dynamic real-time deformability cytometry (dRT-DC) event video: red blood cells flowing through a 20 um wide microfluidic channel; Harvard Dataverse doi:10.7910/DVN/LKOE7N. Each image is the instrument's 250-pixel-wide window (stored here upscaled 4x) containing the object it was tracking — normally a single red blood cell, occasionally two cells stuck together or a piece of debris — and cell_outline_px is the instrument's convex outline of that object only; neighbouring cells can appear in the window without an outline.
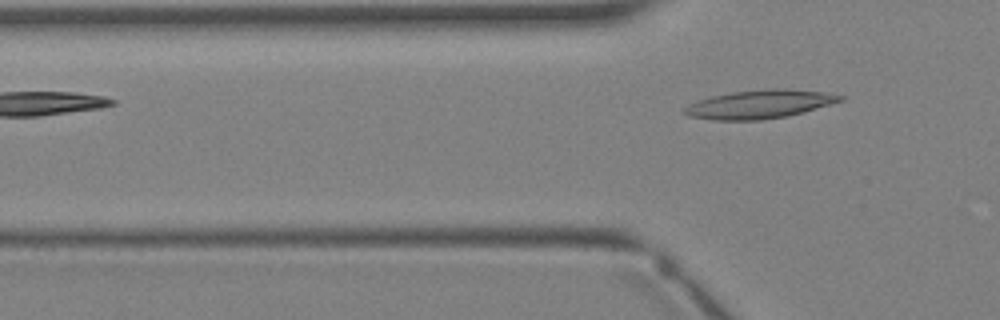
{"species": "Egyptian fruit bat (a non-hibernating species)", "species_latin": "Rousettus aegyptiacus", "temperature_condition": "warm", "stored_images_in_passage": 4, "camera_frame_rate_fps": 3000, "um_per_image_px": 0.085, "animal": {"sex": "female"}, "frame": {"image": 1, "passage_image": 4, "time_ms": 3.667, "image_size_px": [1000, 320], "cell_outline_px": [[848, 96], [844, 100], [804, 112], [788, 116], [760, 120], [712, 120], [688, 116], [680, 112], [688, 104], [712, 96], [732, 92], [772, 88], [780, 88], [824, 92]], "centroid_in_image_um": [64.57, 8.86], "position_along_channel_um": 61.2, "area_um2": 26.01}}